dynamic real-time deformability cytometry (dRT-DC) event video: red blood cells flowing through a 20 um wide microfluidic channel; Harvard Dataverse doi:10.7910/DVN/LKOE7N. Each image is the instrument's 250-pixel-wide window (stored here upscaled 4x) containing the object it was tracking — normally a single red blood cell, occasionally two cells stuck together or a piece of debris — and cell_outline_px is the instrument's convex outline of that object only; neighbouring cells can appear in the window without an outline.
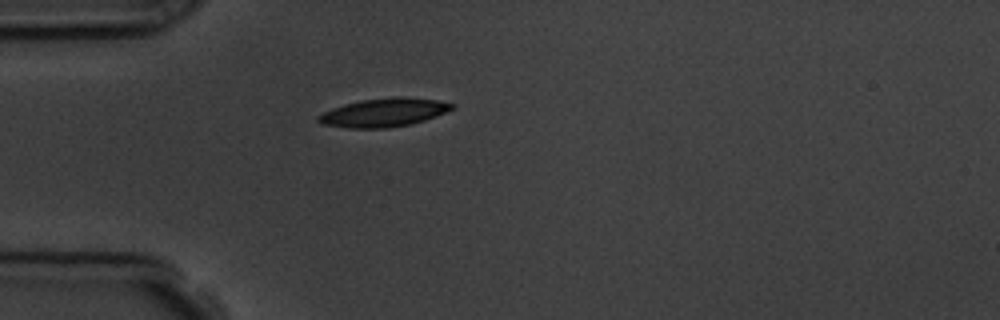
{"species": "common noctule bat (a hibernating species)", "species_latin": "Nyctalus noctula", "temperature_condition": "room temperature", "stored_images_in_passage": 1, "camera_frame_rate_fps": 3000, "um_per_image_px": 0.085, "animal": {"sex": "male", "body_mass_g": 19.5, "forearm_length_mm": 54.6}, "frame": {"image": 1, "passage_image": 1, "time_ms": 0.0, "image_size_px": [1000, 320], "cell_outline_px": [[456, 108], [436, 116], [424, 120], [408, 124], [388, 128], [348, 128], [320, 124], [316, 120], [316, 116], [332, 108], [344, 104], [360, 100], [396, 96], [408, 96], [436, 100], [456, 104]], "centroid_in_image_um": [32.62, 9.55], "position_along_channel_um": 52.4, "area_um2": 22.43}}